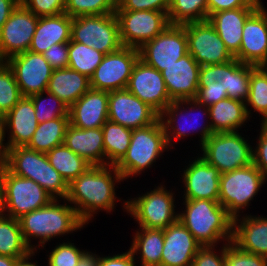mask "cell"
<instances>
[{
    "label": "cell",
    "mask_w": 267,
    "mask_h": 266,
    "mask_svg": "<svg viewBox=\"0 0 267 266\" xmlns=\"http://www.w3.org/2000/svg\"><path fill=\"white\" fill-rule=\"evenodd\" d=\"M120 181L123 178L115 165H92L68 184L66 200L88 224L99 210L110 213L114 209L117 202L115 184Z\"/></svg>",
    "instance_id": "1"
},
{
    "label": "cell",
    "mask_w": 267,
    "mask_h": 266,
    "mask_svg": "<svg viewBox=\"0 0 267 266\" xmlns=\"http://www.w3.org/2000/svg\"><path fill=\"white\" fill-rule=\"evenodd\" d=\"M251 65L233 59L200 66L195 100L207 107L225 98L245 102L249 96Z\"/></svg>",
    "instance_id": "2"
},
{
    "label": "cell",
    "mask_w": 267,
    "mask_h": 266,
    "mask_svg": "<svg viewBox=\"0 0 267 266\" xmlns=\"http://www.w3.org/2000/svg\"><path fill=\"white\" fill-rule=\"evenodd\" d=\"M185 210L178 220L201 246H216L221 240L232 242L233 217L219 203L207 199L184 200Z\"/></svg>",
    "instance_id": "3"
},
{
    "label": "cell",
    "mask_w": 267,
    "mask_h": 266,
    "mask_svg": "<svg viewBox=\"0 0 267 266\" xmlns=\"http://www.w3.org/2000/svg\"><path fill=\"white\" fill-rule=\"evenodd\" d=\"M58 199H53L47 206L22 215L18 221L26 245L36 251L37 246L44 248V244L53 237L72 233L86 225L78 216L73 205L60 204ZM38 238V245H32L31 239ZM41 245H40V244Z\"/></svg>",
    "instance_id": "4"
},
{
    "label": "cell",
    "mask_w": 267,
    "mask_h": 266,
    "mask_svg": "<svg viewBox=\"0 0 267 266\" xmlns=\"http://www.w3.org/2000/svg\"><path fill=\"white\" fill-rule=\"evenodd\" d=\"M4 165L14 175L32 179L53 199L67 198L68 184L51 166L46 153L16 146L8 149Z\"/></svg>",
    "instance_id": "5"
},
{
    "label": "cell",
    "mask_w": 267,
    "mask_h": 266,
    "mask_svg": "<svg viewBox=\"0 0 267 266\" xmlns=\"http://www.w3.org/2000/svg\"><path fill=\"white\" fill-rule=\"evenodd\" d=\"M165 131L158 118L153 124L132 130L130 145L115 165L123 180L150 168L162 153L169 151Z\"/></svg>",
    "instance_id": "6"
},
{
    "label": "cell",
    "mask_w": 267,
    "mask_h": 266,
    "mask_svg": "<svg viewBox=\"0 0 267 266\" xmlns=\"http://www.w3.org/2000/svg\"><path fill=\"white\" fill-rule=\"evenodd\" d=\"M52 200L46 190L32 179L14 175L5 166L3 167L1 210L3 215L19 219L24 214L47 206Z\"/></svg>",
    "instance_id": "7"
},
{
    "label": "cell",
    "mask_w": 267,
    "mask_h": 266,
    "mask_svg": "<svg viewBox=\"0 0 267 266\" xmlns=\"http://www.w3.org/2000/svg\"><path fill=\"white\" fill-rule=\"evenodd\" d=\"M266 182L261 171L251 165L222 173L219 183V203L233 217H240V210L250 205V201L257 195Z\"/></svg>",
    "instance_id": "8"
},
{
    "label": "cell",
    "mask_w": 267,
    "mask_h": 266,
    "mask_svg": "<svg viewBox=\"0 0 267 266\" xmlns=\"http://www.w3.org/2000/svg\"><path fill=\"white\" fill-rule=\"evenodd\" d=\"M174 194L160 186L142 196L125 201L124 209L139 224L148 229H166L178 220L175 212Z\"/></svg>",
    "instance_id": "9"
},
{
    "label": "cell",
    "mask_w": 267,
    "mask_h": 266,
    "mask_svg": "<svg viewBox=\"0 0 267 266\" xmlns=\"http://www.w3.org/2000/svg\"><path fill=\"white\" fill-rule=\"evenodd\" d=\"M252 149L238 132L213 133L201 146L202 157L221 174L251 165Z\"/></svg>",
    "instance_id": "10"
},
{
    "label": "cell",
    "mask_w": 267,
    "mask_h": 266,
    "mask_svg": "<svg viewBox=\"0 0 267 266\" xmlns=\"http://www.w3.org/2000/svg\"><path fill=\"white\" fill-rule=\"evenodd\" d=\"M71 40L109 54L123 45L115 13L72 18Z\"/></svg>",
    "instance_id": "11"
},
{
    "label": "cell",
    "mask_w": 267,
    "mask_h": 266,
    "mask_svg": "<svg viewBox=\"0 0 267 266\" xmlns=\"http://www.w3.org/2000/svg\"><path fill=\"white\" fill-rule=\"evenodd\" d=\"M123 46L139 49L162 33L169 25L165 12L151 10H115Z\"/></svg>",
    "instance_id": "12"
},
{
    "label": "cell",
    "mask_w": 267,
    "mask_h": 266,
    "mask_svg": "<svg viewBox=\"0 0 267 266\" xmlns=\"http://www.w3.org/2000/svg\"><path fill=\"white\" fill-rule=\"evenodd\" d=\"M139 59L159 72L188 54L184 25H169L162 33L145 42L139 49Z\"/></svg>",
    "instance_id": "13"
},
{
    "label": "cell",
    "mask_w": 267,
    "mask_h": 266,
    "mask_svg": "<svg viewBox=\"0 0 267 266\" xmlns=\"http://www.w3.org/2000/svg\"><path fill=\"white\" fill-rule=\"evenodd\" d=\"M188 105H190V107ZM185 106H188V107L185 108ZM195 108H196V110H199L200 117L203 114L202 116L205 115V117L207 116V118H209V108L203 104L198 103L195 99L172 101L159 114V119L162 122L169 147L171 146L173 148V144H172L173 138H174V141H175V139L177 140V139L184 138L191 133L190 130H192V132L200 130V135H201V137H200L201 139L199 141L201 143L200 146H202L203 143L213 134V130H212L210 122L206 121L207 124H205V125L204 124L202 125L199 123L198 128L196 127L197 126L196 124L198 123L197 121H199V120L194 119V121H195L194 122L192 120L193 118H191V116H189V115L193 114L192 111L194 112ZM188 109H190V110L188 111ZM201 109H203V110H201ZM199 113H198V115H199ZM200 117L198 116V118H200ZM178 119L180 121H182L184 119V121L180 122ZM187 119H189L191 123ZM183 123L185 125H187V127H185V125ZM196 128H197V130H195Z\"/></svg>",
    "instance_id": "14"
},
{
    "label": "cell",
    "mask_w": 267,
    "mask_h": 266,
    "mask_svg": "<svg viewBox=\"0 0 267 266\" xmlns=\"http://www.w3.org/2000/svg\"><path fill=\"white\" fill-rule=\"evenodd\" d=\"M138 59L139 50L134 47L122 46L106 54L90 77L91 88L106 92L126 89Z\"/></svg>",
    "instance_id": "15"
},
{
    "label": "cell",
    "mask_w": 267,
    "mask_h": 266,
    "mask_svg": "<svg viewBox=\"0 0 267 266\" xmlns=\"http://www.w3.org/2000/svg\"><path fill=\"white\" fill-rule=\"evenodd\" d=\"M183 25L188 40V53L200 66L225 63L234 59L208 20Z\"/></svg>",
    "instance_id": "16"
},
{
    "label": "cell",
    "mask_w": 267,
    "mask_h": 266,
    "mask_svg": "<svg viewBox=\"0 0 267 266\" xmlns=\"http://www.w3.org/2000/svg\"><path fill=\"white\" fill-rule=\"evenodd\" d=\"M38 18L18 4L0 30V62L29 50Z\"/></svg>",
    "instance_id": "17"
},
{
    "label": "cell",
    "mask_w": 267,
    "mask_h": 266,
    "mask_svg": "<svg viewBox=\"0 0 267 266\" xmlns=\"http://www.w3.org/2000/svg\"><path fill=\"white\" fill-rule=\"evenodd\" d=\"M5 62L13 70L22 96L30 97L47 90L53 69L42 54L28 50Z\"/></svg>",
    "instance_id": "18"
},
{
    "label": "cell",
    "mask_w": 267,
    "mask_h": 266,
    "mask_svg": "<svg viewBox=\"0 0 267 266\" xmlns=\"http://www.w3.org/2000/svg\"><path fill=\"white\" fill-rule=\"evenodd\" d=\"M159 114L127 88L108 92V120L130 129L153 124Z\"/></svg>",
    "instance_id": "19"
},
{
    "label": "cell",
    "mask_w": 267,
    "mask_h": 266,
    "mask_svg": "<svg viewBox=\"0 0 267 266\" xmlns=\"http://www.w3.org/2000/svg\"><path fill=\"white\" fill-rule=\"evenodd\" d=\"M127 89L158 114L172 102L161 72L141 59H138L132 69Z\"/></svg>",
    "instance_id": "20"
},
{
    "label": "cell",
    "mask_w": 267,
    "mask_h": 266,
    "mask_svg": "<svg viewBox=\"0 0 267 266\" xmlns=\"http://www.w3.org/2000/svg\"><path fill=\"white\" fill-rule=\"evenodd\" d=\"M260 2L244 23L239 54L235 57L241 63L255 67L267 60V9Z\"/></svg>",
    "instance_id": "21"
},
{
    "label": "cell",
    "mask_w": 267,
    "mask_h": 266,
    "mask_svg": "<svg viewBox=\"0 0 267 266\" xmlns=\"http://www.w3.org/2000/svg\"><path fill=\"white\" fill-rule=\"evenodd\" d=\"M186 167L182 175L185 187L183 199L218 201L220 171L210 165L202 156L193 160Z\"/></svg>",
    "instance_id": "22"
},
{
    "label": "cell",
    "mask_w": 267,
    "mask_h": 266,
    "mask_svg": "<svg viewBox=\"0 0 267 266\" xmlns=\"http://www.w3.org/2000/svg\"><path fill=\"white\" fill-rule=\"evenodd\" d=\"M200 65L188 53L161 71L172 101L195 99Z\"/></svg>",
    "instance_id": "23"
},
{
    "label": "cell",
    "mask_w": 267,
    "mask_h": 266,
    "mask_svg": "<svg viewBox=\"0 0 267 266\" xmlns=\"http://www.w3.org/2000/svg\"><path fill=\"white\" fill-rule=\"evenodd\" d=\"M163 236L161 266H192L193 258L202 246L186 227L177 220L163 229Z\"/></svg>",
    "instance_id": "24"
},
{
    "label": "cell",
    "mask_w": 267,
    "mask_h": 266,
    "mask_svg": "<svg viewBox=\"0 0 267 266\" xmlns=\"http://www.w3.org/2000/svg\"><path fill=\"white\" fill-rule=\"evenodd\" d=\"M108 120V92L90 88L69 107V122L79 129L101 128Z\"/></svg>",
    "instance_id": "25"
},
{
    "label": "cell",
    "mask_w": 267,
    "mask_h": 266,
    "mask_svg": "<svg viewBox=\"0 0 267 266\" xmlns=\"http://www.w3.org/2000/svg\"><path fill=\"white\" fill-rule=\"evenodd\" d=\"M5 129L8 132V148L26 146L38 127L34 104L30 97H22L4 116Z\"/></svg>",
    "instance_id": "26"
},
{
    "label": "cell",
    "mask_w": 267,
    "mask_h": 266,
    "mask_svg": "<svg viewBox=\"0 0 267 266\" xmlns=\"http://www.w3.org/2000/svg\"><path fill=\"white\" fill-rule=\"evenodd\" d=\"M241 218L233 219L232 243L244 252L267 257V218L251 215Z\"/></svg>",
    "instance_id": "27"
},
{
    "label": "cell",
    "mask_w": 267,
    "mask_h": 266,
    "mask_svg": "<svg viewBox=\"0 0 267 266\" xmlns=\"http://www.w3.org/2000/svg\"><path fill=\"white\" fill-rule=\"evenodd\" d=\"M258 7H242L211 14L208 21L214 26L227 50L235 58L239 54L242 30L246 19Z\"/></svg>",
    "instance_id": "28"
},
{
    "label": "cell",
    "mask_w": 267,
    "mask_h": 266,
    "mask_svg": "<svg viewBox=\"0 0 267 266\" xmlns=\"http://www.w3.org/2000/svg\"><path fill=\"white\" fill-rule=\"evenodd\" d=\"M71 31L72 17L66 13L39 17L29 51L42 54L52 45L69 43Z\"/></svg>",
    "instance_id": "29"
},
{
    "label": "cell",
    "mask_w": 267,
    "mask_h": 266,
    "mask_svg": "<svg viewBox=\"0 0 267 266\" xmlns=\"http://www.w3.org/2000/svg\"><path fill=\"white\" fill-rule=\"evenodd\" d=\"M64 144L91 165H105L102 128L79 129L69 124Z\"/></svg>",
    "instance_id": "30"
},
{
    "label": "cell",
    "mask_w": 267,
    "mask_h": 266,
    "mask_svg": "<svg viewBox=\"0 0 267 266\" xmlns=\"http://www.w3.org/2000/svg\"><path fill=\"white\" fill-rule=\"evenodd\" d=\"M91 88L90 78L70 68L53 70L47 90L67 106L74 104Z\"/></svg>",
    "instance_id": "31"
},
{
    "label": "cell",
    "mask_w": 267,
    "mask_h": 266,
    "mask_svg": "<svg viewBox=\"0 0 267 266\" xmlns=\"http://www.w3.org/2000/svg\"><path fill=\"white\" fill-rule=\"evenodd\" d=\"M208 108L213 133L238 132L237 129L250 119L245 102L237 99L227 97Z\"/></svg>",
    "instance_id": "32"
},
{
    "label": "cell",
    "mask_w": 267,
    "mask_h": 266,
    "mask_svg": "<svg viewBox=\"0 0 267 266\" xmlns=\"http://www.w3.org/2000/svg\"><path fill=\"white\" fill-rule=\"evenodd\" d=\"M136 231L130 247L135 256L138 252L141 266H161V257L164 246L163 229H148L140 227Z\"/></svg>",
    "instance_id": "33"
},
{
    "label": "cell",
    "mask_w": 267,
    "mask_h": 266,
    "mask_svg": "<svg viewBox=\"0 0 267 266\" xmlns=\"http://www.w3.org/2000/svg\"><path fill=\"white\" fill-rule=\"evenodd\" d=\"M69 117H60L38 124L31 140L26 145L30 149L47 153L56 146L64 144Z\"/></svg>",
    "instance_id": "34"
},
{
    "label": "cell",
    "mask_w": 267,
    "mask_h": 266,
    "mask_svg": "<svg viewBox=\"0 0 267 266\" xmlns=\"http://www.w3.org/2000/svg\"><path fill=\"white\" fill-rule=\"evenodd\" d=\"M51 166L60 173L61 177L70 184L90 166L83 157H80L65 144L56 146L46 153Z\"/></svg>",
    "instance_id": "35"
},
{
    "label": "cell",
    "mask_w": 267,
    "mask_h": 266,
    "mask_svg": "<svg viewBox=\"0 0 267 266\" xmlns=\"http://www.w3.org/2000/svg\"><path fill=\"white\" fill-rule=\"evenodd\" d=\"M105 149V165H116L130 145L132 129L107 120L101 127Z\"/></svg>",
    "instance_id": "36"
},
{
    "label": "cell",
    "mask_w": 267,
    "mask_h": 266,
    "mask_svg": "<svg viewBox=\"0 0 267 266\" xmlns=\"http://www.w3.org/2000/svg\"><path fill=\"white\" fill-rule=\"evenodd\" d=\"M31 251L23 239L18 219L0 213V255L19 259Z\"/></svg>",
    "instance_id": "37"
},
{
    "label": "cell",
    "mask_w": 267,
    "mask_h": 266,
    "mask_svg": "<svg viewBox=\"0 0 267 266\" xmlns=\"http://www.w3.org/2000/svg\"><path fill=\"white\" fill-rule=\"evenodd\" d=\"M104 53L93 47L70 40L68 43V68L78 71L89 78L102 62Z\"/></svg>",
    "instance_id": "38"
},
{
    "label": "cell",
    "mask_w": 267,
    "mask_h": 266,
    "mask_svg": "<svg viewBox=\"0 0 267 266\" xmlns=\"http://www.w3.org/2000/svg\"><path fill=\"white\" fill-rule=\"evenodd\" d=\"M170 25L208 20L207 0H171L168 10Z\"/></svg>",
    "instance_id": "39"
},
{
    "label": "cell",
    "mask_w": 267,
    "mask_h": 266,
    "mask_svg": "<svg viewBox=\"0 0 267 266\" xmlns=\"http://www.w3.org/2000/svg\"><path fill=\"white\" fill-rule=\"evenodd\" d=\"M246 111L250 117L251 106L254 112L262 116L261 123H267V77L259 67L251 65L249 96L245 101Z\"/></svg>",
    "instance_id": "40"
},
{
    "label": "cell",
    "mask_w": 267,
    "mask_h": 266,
    "mask_svg": "<svg viewBox=\"0 0 267 266\" xmlns=\"http://www.w3.org/2000/svg\"><path fill=\"white\" fill-rule=\"evenodd\" d=\"M22 97L13 70L0 62V116H5Z\"/></svg>",
    "instance_id": "41"
},
{
    "label": "cell",
    "mask_w": 267,
    "mask_h": 266,
    "mask_svg": "<svg viewBox=\"0 0 267 266\" xmlns=\"http://www.w3.org/2000/svg\"><path fill=\"white\" fill-rule=\"evenodd\" d=\"M43 94H47L49 101H52V104L46 106V97ZM45 97V98H43ZM34 108H35V115L37 118L38 123H42L45 121L53 120L60 117H69V106H67L62 100H60L57 96L53 95L48 91L41 92L39 94H35L30 96Z\"/></svg>",
    "instance_id": "42"
},
{
    "label": "cell",
    "mask_w": 267,
    "mask_h": 266,
    "mask_svg": "<svg viewBox=\"0 0 267 266\" xmlns=\"http://www.w3.org/2000/svg\"><path fill=\"white\" fill-rule=\"evenodd\" d=\"M117 0H66L65 13L74 18L82 15L115 13Z\"/></svg>",
    "instance_id": "43"
},
{
    "label": "cell",
    "mask_w": 267,
    "mask_h": 266,
    "mask_svg": "<svg viewBox=\"0 0 267 266\" xmlns=\"http://www.w3.org/2000/svg\"><path fill=\"white\" fill-rule=\"evenodd\" d=\"M226 266H267V257L247 253L232 242H225Z\"/></svg>",
    "instance_id": "44"
},
{
    "label": "cell",
    "mask_w": 267,
    "mask_h": 266,
    "mask_svg": "<svg viewBox=\"0 0 267 266\" xmlns=\"http://www.w3.org/2000/svg\"><path fill=\"white\" fill-rule=\"evenodd\" d=\"M84 251L78 249L74 243L63 242L52 249L48 257V266H76Z\"/></svg>",
    "instance_id": "45"
},
{
    "label": "cell",
    "mask_w": 267,
    "mask_h": 266,
    "mask_svg": "<svg viewBox=\"0 0 267 266\" xmlns=\"http://www.w3.org/2000/svg\"><path fill=\"white\" fill-rule=\"evenodd\" d=\"M20 3L38 17L65 13L66 0H21Z\"/></svg>",
    "instance_id": "46"
},
{
    "label": "cell",
    "mask_w": 267,
    "mask_h": 266,
    "mask_svg": "<svg viewBox=\"0 0 267 266\" xmlns=\"http://www.w3.org/2000/svg\"><path fill=\"white\" fill-rule=\"evenodd\" d=\"M171 0H117L116 10H151L168 13Z\"/></svg>",
    "instance_id": "47"
},
{
    "label": "cell",
    "mask_w": 267,
    "mask_h": 266,
    "mask_svg": "<svg viewBox=\"0 0 267 266\" xmlns=\"http://www.w3.org/2000/svg\"><path fill=\"white\" fill-rule=\"evenodd\" d=\"M215 246H202L193 258L192 266H226L225 265V243L221 251L216 253Z\"/></svg>",
    "instance_id": "48"
},
{
    "label": "cell",
    "mask_w": 267,
    "mask_h": 266,
    "mask_svg": "<svg viewBox=\"0 0 267 266\" xmlns=\"http://www.w3.org/2000/svg\"><path fill=\"white\" fill-rule=\"evenodd\" d=\"M260 125L258 144H256L255 149H252L253 164L261 171L267 181V123Z\"/></svg>",
    "instance_id": "49"
},
{
    "label": "cell",
    "mask_w": 267,
    "mask_h": 266,
    "mask_svg": "<svg viewBox=\"0 0 267 266\" xmlns=\"http://www.w3.org/2000/svg\"><path fill=\"white\" fill-rule=\"evenodd\" d=\"M42 55L53 70L68 68V43L52 45Z\"/></svg>",
    "instance_id": "50"
},
{
    "label": "cell",
    "mask_w": 267,
    "mask_h": 266,
    "mask_svg": "<svg viewBox=\"0 0 267 266\" xmlns=\"http://www.w3.org/2000/svg\"><path fill=\"white\" fill-rule=\"evenodd\" d=\"M261 0H207L208 17L223 10H233L242 7H259Z\"/></svg>",
    "instance_id": "51"
},
{
    "label": "cell",
    "mask_w": 267,
    "mask_h": 266,
    "mask_svg": "<svg viewBox=\"0 0 267 266\" xmlns=\"http://www.w3.org/2000/svg\"><path fill=\"white\" fill-rule=\"evenodd\" d=\"M131 250L123 254H115L113 256L100 257L99 266H136L135 258Z\"/></svg>",
    "instance_id": "52"
},
{
    "label": "cell",
    "mask_w": 267,
    "mask_h": 266,
    "mask_svg": "<svg viewBox=\"0 0 267 266\" xmlns=\"http://www.w3.org/2000/svg\"><path fill=\"white\" fill-rule=\"evenodd\" d=\"M19 3V0H0V30Z\"/></svg>",
    "instance_id": "53"
},
{
    "label": "cell",
    "mask_w": 267,
    "mask_h": 266,
    "mask_svg": "<svg viewBox=\"0 0 267 266\" xmlns=\"http://www.w3.org/2000/svg\"><path fill=\"white\" fill-rule=\"evenodd\" d=\"M99 263V255L97 256L96 254L85 250L80 256L79 262L76 266H99Z\"/></svg>",
    "instance_id": "54"
},
{
    "label": "cell",
    "mask_w": 267,
    "mask_h": 266,
    "mask_svg": "<svg viewBox=\"0 0 267 266\" xmlns=\"http://www.w3.org/2000/svg\"><path fill=\"white\" fill-rule=\"evenodd\" d=\"M6 129H5V119L4 116H0V161L4 162L7 152H8V144L3 141L5 139L6 135Z\"/></svg>",
    "instance_id": "55"
},
{
    "label": "cell",
    "mask_w": 267,
    "mask_h": 266,
    "mask_svg": "<svg viewBox=\"0 0 267 266\" xmlns=\"http://www.w3.org/2000/svg\"><path fill=\"white\" fill-rule=\"evenodd\" d=\"M35 252L37 251H31L30 253H28L26 256L17 259L16 263L14 266H38L36 263H38L37 261L35 263L31 262V259ZM32 256V257H31ZM30 260V262H29Z\"/></svg>",
    "instance_id": "56"
},
{
    "label": "cell",
    "mask_w": 267,
    "mask_h": 266,
    "mask_svg": "<svg viewBox=\"0 0 267 266\" xmlns=\"http://www.w3.org/2000/svg\"><path fill=\"white\" fill-rule=\"evenodd\" d=\"M18 258L0 255V266H14Z\"/></svg>",
    "instance_id": "57"
},
{
    "label": "cell",
    "mask_w": 267,
    "mask_h": 266,
    "mask_svg": "<svg viewBox=\"0 0 267 266\" xmlns=\"http://www.w3.org/2000/svg\"><path fill=\"white\" fill-rule=\"evenodd\" d=\"M4 162L0 161V213L2 210V173H3V167H4Z\"/></svg>",
    "instance_id": "58"
},
{
    "label": "cell",
    "mask_w": 267,
    "mask_h": 266,
    "mask_svg": "<svg viewBox=\"0 0 267 266\" xmlns=\"http://www.w3.org/2000/svg\"><path fill=\"white\" fill-rule=\"evenodd\" d=\"M267 77V60L258 66Z\"/></svg>",
    "instance_id": "59"
}]
</instances>
